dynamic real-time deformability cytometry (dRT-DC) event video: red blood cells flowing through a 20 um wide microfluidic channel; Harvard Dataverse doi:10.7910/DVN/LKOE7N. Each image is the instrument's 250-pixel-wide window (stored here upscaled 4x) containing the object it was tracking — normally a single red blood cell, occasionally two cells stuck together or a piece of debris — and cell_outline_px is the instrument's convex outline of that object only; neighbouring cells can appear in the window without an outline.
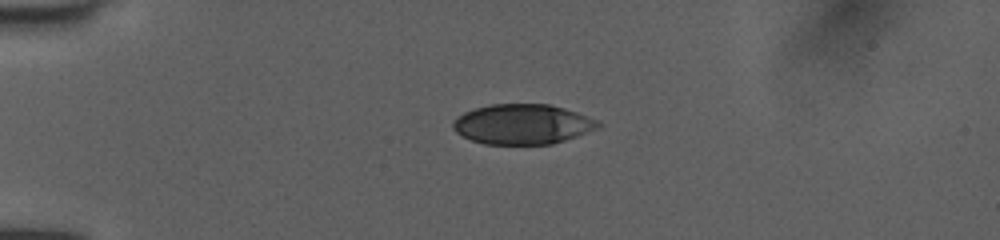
{"species": "human", "species_latin": "Homo sapiens", "temperature_condition": "room temperature", "stored_images_in_passage": 31, "camera_frame_rate_fps": 3000, "um_per_image_px": 0.085, "donor": {"sex": "female"}, "frame": {"image": 1, "passage_image": 1, "time_ms": 0.0, "image_size_px": [1000, 240], "cell_outline_px": [[604, 124], [600, 128], [552, 144], [484, 144], [472, 140], [456, 132], [452, 128], [452, 120], [464, 112], [476, 108], [492, 104], [548, 104], [564, 108], [600, 120]], "centroid_in_image_um": [44.44, 10.55], "position_along_channel_um": 40.6, "area_um2": 33.99}}
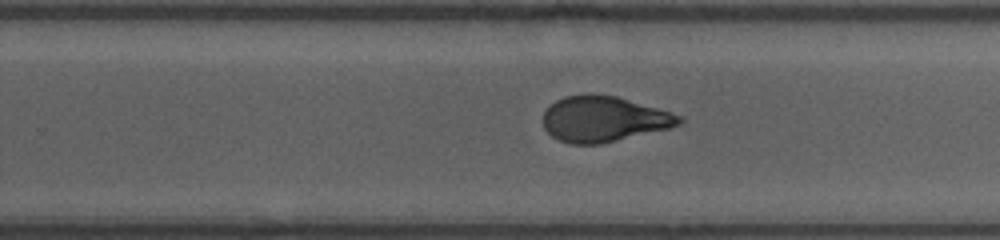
{"frame": {"image": 2, "passage_image": 16, "time_ms": 5.0, "image_size_px": [1000, 240], "cell_outline_px": [[684, 120], [680, 124], [668, 128], [600, 144], [572, 144], [560, 140], [552, 136], [544, 128], [544, 112], [556, 100], [564, 96], [616, 96], [672, 112], [684, 116]], "centroid_in_image_um": [51.35, 10.14], "position_along_channel_um": 278.4, "area_um2": 35.43}}
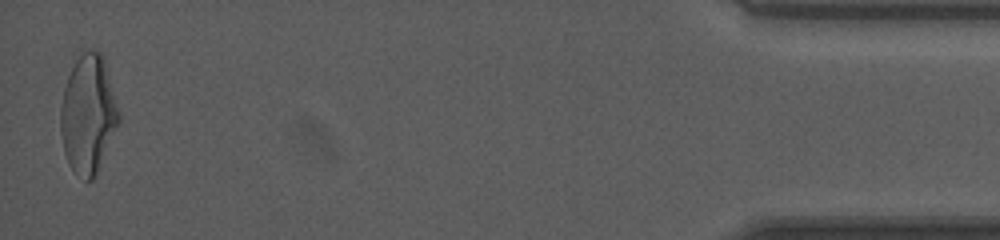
{"frame": {"image": 3, "passage_image": 31, "time_ms": 10.0, "image_size_px": [1000, 240], "cell_outline_px": [[120, 120], [96, 172], [92, 180], [84, 180], [68, 164], [64, 152], [60, 132], [60, 108], [64, 88], [68, 76], [76, 60], [84, 52], [100, 52], [104, 56], [120, 112]], "centroid_in_image_um": [7.49, 9.7], "position_along_channel_um": 427.7, "area_um2": 39.71}, "authors_computed_cell_mechanics": {"area_um2": 36.7608, "velocity_mm_per_s": 4.0615, "shape_relaxation_time_tau1_ms": 2.9435, "shape_relaxation_time_tau2_ms": 0.8995, "deformation_change_tau1": 0.1518, "deformation_change_tau2": 0.0697}}